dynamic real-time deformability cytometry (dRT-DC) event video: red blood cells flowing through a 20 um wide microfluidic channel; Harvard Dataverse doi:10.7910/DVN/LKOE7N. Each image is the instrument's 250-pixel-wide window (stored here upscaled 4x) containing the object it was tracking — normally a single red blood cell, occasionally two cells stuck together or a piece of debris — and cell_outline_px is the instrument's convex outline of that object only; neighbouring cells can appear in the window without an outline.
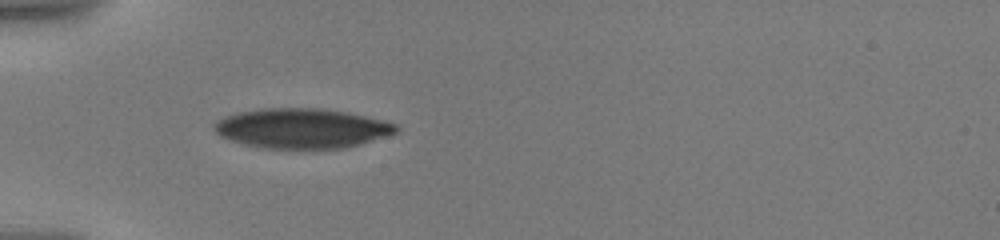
{"species": "human", "species_latin": "Homo sapiens", "temperature_condition": "warm", "stored_images_in_passage": 19, "camera_frame_rate_fps": 3000, "um_per_image_px": 0.085, "donor": {"sex": "male"}, "frame": {"image": 1, "passage_image": 1, "time_ms": 0.0, "image_size_px": [1000, 240], "cell_outline_px": [[400, 132], [348, 148], [260, 148], [244, 144], [220, 136], [216, 132], [216, 124], [220, 120], [236, 112], [260, 108], [320, 108], [348, 112], [384, 120], [396, 124], [400, 128]], "centroid_in_image_um": [25.74, 10.9], "position_along_channel_um": 59.3, "area_um2": 42.25}}
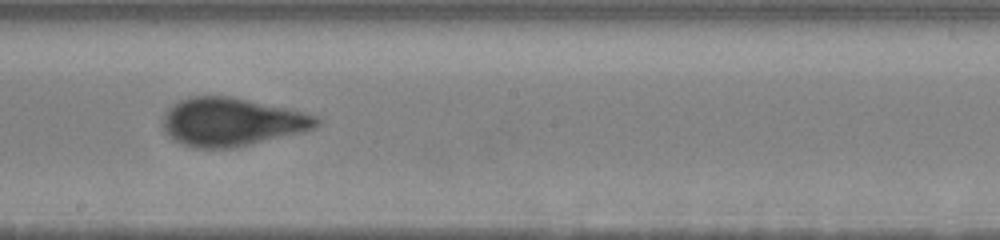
{"frame": {"image": 2, "passage_image": 8, "time_ms": 5.0, "image_size_px": [1000, 240], "cell_outline_px": [[320, 124], [312, 128], [300, 132], [232, 148], [196, 148], [184, 144], [168, 136], [164, 132], [164, 116], [168, 108], [172, 104], [188, 96], [232, 96], [288, 108], [320, 116]], "centroid_in_image_um": [19.69, 10.34], "position_along_channel_um": 228.5, "area_um2": 43.0}}
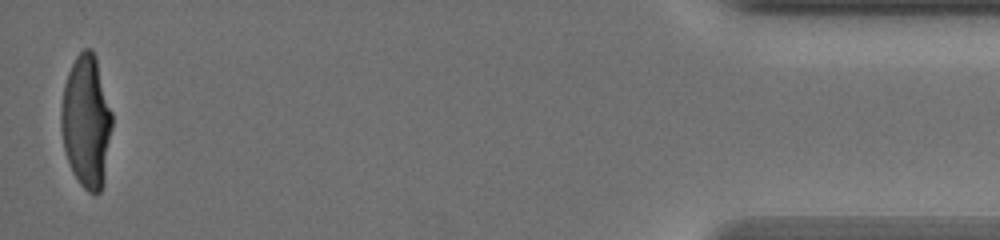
{"frame": {"image": 3, "passage_image": 19, "time_ms": 12.667, "image_size_px": [1000, 240], "cell_outline_px": [[112, 128], [104, 184], [100, 192], [96, 196], [88, 192], [80, 184], [72, 172], [64, 148], [60, 128], [60, 112], [64, 84], [68, 72], [76, 56], [84, 48], [92, 48], [96, 56], [112, 112]], "centroid_in_image_um": [7.34, 10.35], "position_along_channel_um": 427.9, "area_um2": 39.88}, "authors_computed_cell_mechanics": {"area_um2": 41.6738, "velocity_mm_per_s": 3.573, "shape_relaxation_time_tau1_ms": 4.2324, "shape_relaxation_time_tau2_ms": null, "deformation_change_tau1": 0.2065, "deformation_change_tau2": null}}